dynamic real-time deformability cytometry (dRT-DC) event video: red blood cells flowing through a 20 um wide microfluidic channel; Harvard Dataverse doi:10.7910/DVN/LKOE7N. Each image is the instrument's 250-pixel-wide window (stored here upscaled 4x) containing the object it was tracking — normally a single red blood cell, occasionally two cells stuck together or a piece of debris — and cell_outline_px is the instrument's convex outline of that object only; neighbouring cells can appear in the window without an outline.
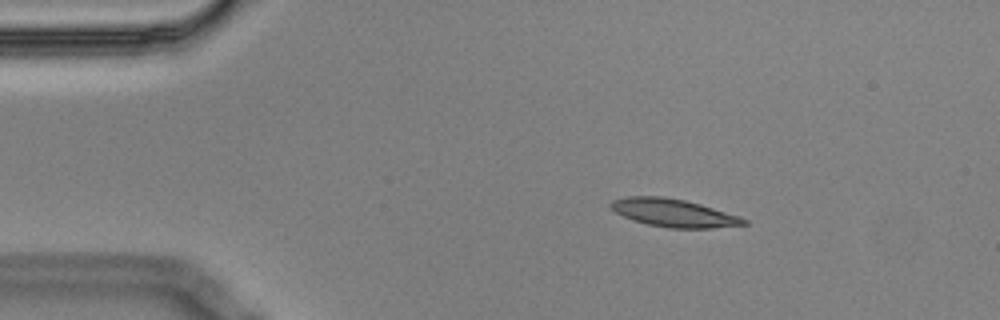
{"species": "Egyptian fruit bat (a non-hibernating species)", "species_latin": "Rousettus aegyptiacus", "temperature_condition": "cold", "stored_images_in_passage": 14, "camera_frame_rate_fps": 3000, "um_per_image_px": 0.085, "animal": {"sex": "male"}, "frame": {"image": 1, "passage_image": 2, "time_ms": 0.333, "image_size_px": [1000, 320], "cell_outline_px": [[748, 224], [712, 228], [668, 228], [648, 224], [632, 220], [616, 212], [608, 204], [612, 200], [628, 196], [664, 196], [684, 200], [700, 204], [740, 216], [748, 220]], "centroid_in_image_um": [57.26, 18.09], "position_along_channel_um": 27.7, "area_um2": 21.62}}
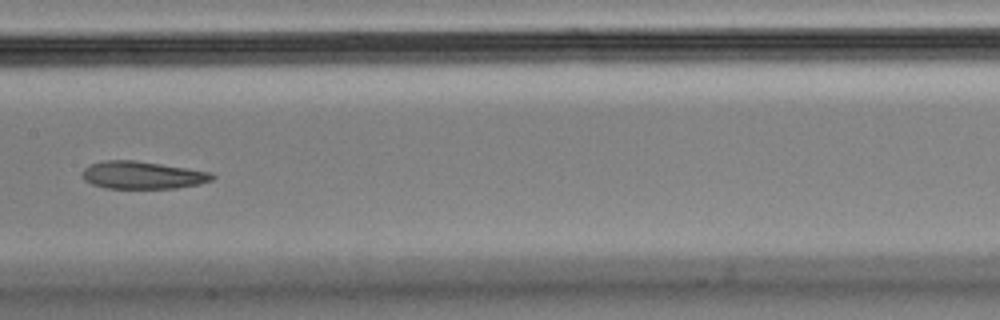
{"frame": {"image": 2, "passage_image": 7, "time_ms": 2.0, "image_size_px": [1000, 320], "cell_outline_px": [[216, 176], [212, 180], [200, 184], [176, 188], [104, 188], [92, 184], [84, 180], [80, 176], [84, 168], [88, 164], [104, 160], [132, 160], [160, 164], [212, 172]], "centroid_in_image_um": [12.08, 14.88], "position_along_channel_um": 195.3, "area_um2": 20.98}}
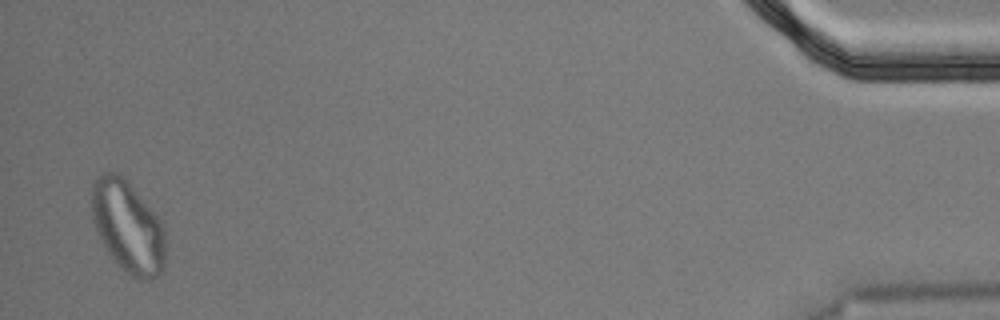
{"frame": {"image": 3, "passage_image": 14, "time_ms": 4.333, "image_size_px": [1000, 320], "cell_outline_px": [[164, 268], [152, 280], [140, 280], [132, 276], [108, 252], [96, 228], [92, 216], [92, 184], [104, 172], [116, 172], [128, 184], [160, 220], [164, 228]], "centroid_in_image_um": [10.87, 19.3], "position_along_channel_um": 424.3, "area_um2": 38.15}}